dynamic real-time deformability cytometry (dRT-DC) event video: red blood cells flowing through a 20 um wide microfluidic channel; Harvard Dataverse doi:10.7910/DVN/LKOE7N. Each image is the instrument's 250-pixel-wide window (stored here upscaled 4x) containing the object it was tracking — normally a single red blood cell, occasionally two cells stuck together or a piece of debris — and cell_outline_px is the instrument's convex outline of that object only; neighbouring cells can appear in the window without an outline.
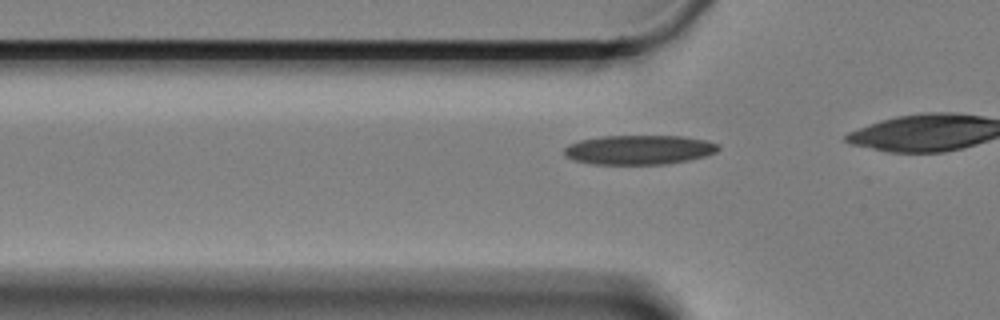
{"species": "Egyptian fruit bat (a non-hibernating species)", "species_latin": "Rousettus aegyptiacus", "temperature_condition": "cold", "stored_images_in_passage": 21, "camera_frame_rate_fps": 3000, "um_per_image_px": 0.085, "animal": {"sex": "female"}, "frame": {"image": 1, "passage_image": 15, "time_ms": 4.667, "image_size_px": [1000, 320], "cell_outline_px": [[720, 148], [716, 152], [704, 156], [688, 160], [668, 164], [592, 164], [572, 160], [564, 156], [564, 148], [568, 144], [580, 140], [600, 136], [684, 136], [708, 140], [720, 144]], "centroid_in_image_um": [54.32, 12.73], "position_along_channel_um": 71.5, "area_um2": 26.7}}
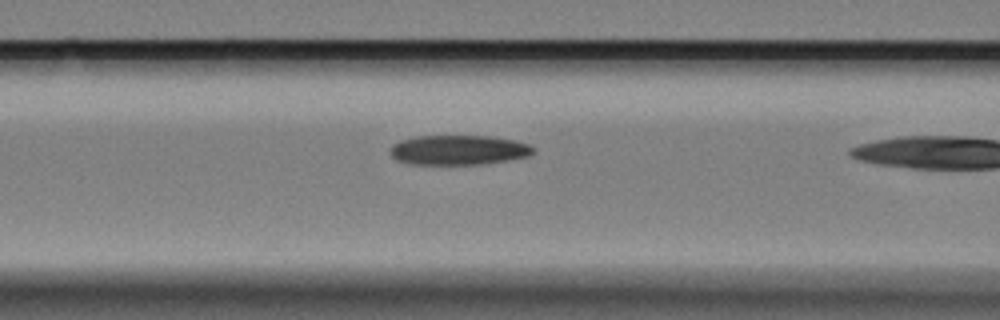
{"frame": {"image": 2, "passage_image": 20, "time_ms": 6.333, "image_size_px": [1000, 320], "cell_outline_px": [[536, 152], [528, 156], [508, 160], [484, 164], [412, 164], [396, 160], [392, 156], [392, 144], [400, 140], [416, 136], [488, 136], [516, 140], [528, 144], [536, 148]], "centroid_in_image_um": [39.02, 12.75], "position_along_channel_um": 127.6, "area_um2": 24.85}}